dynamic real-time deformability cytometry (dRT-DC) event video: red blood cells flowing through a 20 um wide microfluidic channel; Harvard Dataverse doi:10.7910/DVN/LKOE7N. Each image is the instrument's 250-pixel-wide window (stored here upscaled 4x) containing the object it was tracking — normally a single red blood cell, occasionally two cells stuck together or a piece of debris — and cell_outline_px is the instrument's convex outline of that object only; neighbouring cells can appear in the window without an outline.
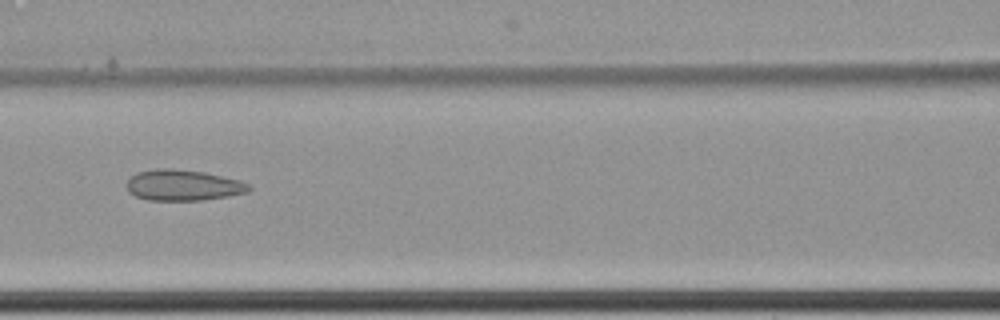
{"species": "common noctule bat (a hibernating species)", "species_latin": "Nyctalus noctula", "temperature_condition": "cold", "stored_images_in_passage": 9, "camera_frame_rate_fps": 3000, "um_per_image_px": 0.085, "animal": {"sex": "female", "body_mass_g": 22.7, "forearm_length_mm": 54.2}, "frame": {"image": 1, "passage_image": 9, "time_ms": 2.667, "image_size_px": [1000, 320], "cell_outline_px": [[252, 188], [248, 192], [228, 196], [200, 200], [148, 200], [136, 196], [128, 192], [124, 184], [136, 172], [156, 168], [172, 168], [204, 172], [240, 180], [248, 184]], "centroid_in_image_um": [15.53, 15.73], "position_along_channel_um": 151.1, "area_um2": 22.14}}